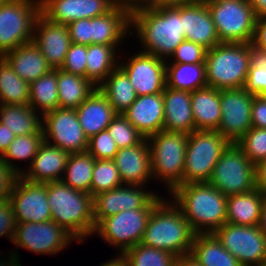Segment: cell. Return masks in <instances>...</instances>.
I'll return each mask as SVG.
<instances>
[{"label": "cell", "mask_w": 266, "mask_h": 266, "mask_svg": "<svg viewBox=\"0 0 266 266\" xmlns=\"http://www.w3.org/2000/svg\"><path fill=\"white\" fill-rule=\"evenodd\" d=\"M11 1H14V0H0V5H1V4H4V3L11 2Z\"/></svg>", "instance_id": "obj_63"}, {"label": "cell", "mask_w": 266, "mask_h": 266, "mask_svg": "<svg viewBox=\"0 0 266 266\" xmlns=\"http://www.w3.org/2000/svg\"><path fill=\"white\" fill-rule=\"evenodd\" d=\"M206 52L207 49L202 45L184 40L166 62L185 64L205 63Z\"/></svg>", "instance_id": "obj_47"}, {"label": "cell", "mask_w": 266, "mask_h": 266, "mask_svg": "<svg viewBox=\"0 0 266 266\" xmlns=\"http://www.w3.org/2000/svg\"><path fill=\"white\" fill-rule=\"evenodd\" d=\"M198 0H151V7H173L196 2Z\"/></svg>", "instance_id": "obj_57"}, {"label": "cell", "mask_w": 266, "mask_h": 266, "mask_svg": "<svg viewBox=\"0 0 266 266\" xmlns=\"http://www.w3.org/2000/svg\"><path fill=\"white\" fill-rule=\"evenodd\" d=\"M21 174L9 167L0 156V200L10 199Z\"/></svg>", "instance_id": "obj_50"}, {"label": "cell", "mask_w": 266, "mask_h": 266, "mask_svg": "<svg viewBox=\"0 0 266 266\" xmlns=\"http://www.w3.org/2000/svg\"><path fill=\"white\" fill-rule=\"evenodd\" d=\"M47 199L51 219L64 228L79 243L95 230L93 197L74 190L62 180L47 182Z\"/></svg>", "instance_id": "obj_3"}, {"label": "cell", "mask_w": 266, "mask_h": 266, "mask_svg": "<svg viewBox=\"0 0 266 266\" xmlns=\"http://www.w3.org/2000/svg\"><path fill=\"white\" fill-rule=\"evenodd\" d=\"M230 144L217 130H194L188 134L182 185L208 182Z\"/></svg>", "instance_id": "obj_7"}, {"label": "cell", "mask_w": 266, "mask_h": 266, "mask_svg": "<svg viewBox=\"0 0 266 266\" xmlns=\"http://www.w3.org/2000/svg\"><path fill=\"white\" fill-rule=\"evenodd\" d=\"M196 130H216L221 120L220 90L204 87L191 92Z\"/></svg>", "instance_id": "obj_30"}, {"label": "cell", "mask_w": 266, "mask_h": 266, "mask_svg": "<svg viewBox=\"0 0 266 266\" xmlns=\"http://www.w3.org/2000/svg\"><path fill=\"white\" fill-rule=\"evenodd\" d=\"M128 266H174L176 256L172 253L145 246L141 243L124 251Z\"/></svg>", "instance_id": "obj_41"}, {"label": "cell", "mask_w": 266, "mask_h": 266, "mask_svg": "<svg viewBox=\"0 0 266 266\" xmlns=\"http://www.w3.org/2000/svg\"><path fill=\"white\" fill-rule=\"evenodd\" d=\"M256 57L251 43H220L207 50V86L217 90L244 87Z\"/></svg>", "instance_id": "obj_5"}, {"label": "cell", "mask_w": 266, "mask_h": 266, "mask_svg": "<svg viewBox=\"0 0 266 266\" xmlns=\"http://www.w3.org/2000/svg\"><path fill=\"white\" fill-rule=\"evenodd\" d=\"M97 87L87 78L57 69L59 108L76 109Z\"/></svg>", "instance_id": "obj_33"}, {"label": "cell", "mask_w": 266, "mask_h": 266, "mask_svg": "<svg viewBox=\"0 0 266 266\" xmlns=\"http://www.w3.org/2000/svg\"><path fill=\"white\" fill-rule=\"evenodd\" d=\"M255 187L266 196V159L255 165Z\"/></svg>", "instance_id": "obj_55"}, {"label": "cell", "mask_w": 266, "mask_h": 266, "mask_svg": "<svg viewBox=\"0 0 266 266\" xmlns=\"http://www.w3.org/2000/svg\"><path fill=\"white\" fill-rule=\"evenodd\" d=\"M221 43H251L256 17L248 0L207 2Z\"/></svg>", "instance_id": "obj_8"}, {"label": "cell", "mask_w": 266, "mask_h": 266, "mask_svg": "<svg viewBox=\"0 0 266 266\" xmlns=\"http://www.w3.org/2000/svg\"><path fill=\"white\" fill-rule=\"evenodd\" d=\"M17 222L10 199L0 200V237L12 242L15 236Z\"/></svg>", "instance_id": "obj_49"}, {"label": "cell", "mask_w": 266, "mask_h": 266, "mask_svg": "<svg viewBox=\"0 0 266 266\" xmlns=\"http://www.w3.org/2000/svg\"><path fill=\"white\" fill-rule=\"evenodd\" d=\"M180 16L185 40L200 44L207 50L221 43L206 2L198 0L181 5Z\"/></svg>", "instance_id": "obj_21"}, {"label": "cell", "mask_w": 266, "mask_h": 266, "mask_svg": "<svg viewBox=\"0 0 266 266\" xmlns=\"http://www.w3.org/2000/svg\"><path fill=\"white\" fill-rule=\"evenodd\" d=\"M130 29L131 16L114 7L107 14L91 18V44L120 46L130 36Z\"/></svg>", "instance_id": "obj_27"}, {"label": "cell", "mask_w": 266, "mask_h": 266, "mask_svg": "<svg viewBox=\"0 0 266 266\" xmlns=\"http://www.w3.org/2000/svg\"><path fill=\"white\" fill-rule=\"evenodd\" d=\"M166 86L190 92L207 87L205 63L166 62Z\"/></svg>", "instance_id": "obj_36"}, {"label": "cell", "mask_w": 266, "mask_h": 266, "mask_svg": "<svg viewBox=\"0 0 266 266\" xmlns=\"http://www.w3.org/2000/svg\"><path fill=\"white\" fill-rule=\"evenodd\" d=\"M15 137V134L7 126L0 123V156L5 153Z\"/></svg>", "instance_id": "obj_56"}, {"label": "cell", "mask_w": 266, "mask_h": 266, "mask_svg": "<svg viewBox=\"0 0 266 266\" xmlns=\"http://www.w3.org/2000/svg\"><path fill=\"white\" fill-rule=\"evenodd\" d=\"M169 199L163 198L153 208L141 244L178 257L191 252L196 233L181 209Z\"/></svg>", "instance_id": "obj_4"}, {"label": "cell", "mask_w": 266, "mask_h": 266, "mask_svg": "<svg viewBox=\"0 0 266 266\" xmlns=\"http://www.w3.org/2000/svg\"><path fill=\"white\" fill-rule=\"evenodd\" d=\"M261 231L266 236V196L262 205V214H261V222H260Z\"/></svg>", "instance_id": "obj_62"}, {"label": "cell", "mask_w": 266, "mask_h": 266, "mask_svg": "<svg viewBox=\"0 0 266 266\" xmlns=\"http://www.w3.org/2000/svg\"><path fill=\"white\" fill-rule=\"evenodd\" d=\"M97 88L117 114H123L138 97L127 74L119 66Z\"/></svg>", "instance_id": "obj_34"}, {"label": "cell", "mask_w": 266, "mask_h": 266, "mask_svg": "<svg viewBox=\"0 0 266 266\" xmlns=\"http://www.w3.org/2000/svg\"><path fill=\"white\" fill-rule=\"evenodd\" d=\"M123 185L113 159H95L91 181V196Z\"/></svg>", "instance_id": "obj_42"}, {"label": "cell", "mask_w": 266, "mask_h": 266, "mask_svg": "<svg viewBox=\"0 0 266 266\" xmlns=\"http://www.w3.org/2000/svg\"><path fill=\"white\" fill-rule=\"evenodd\" d=\"M77 241L53 220L43 223H17L12 243L36 254L55 255Z\"/></svg>", "instance_id": "obj_14"}, {"label": "cell", "mask_w": 266, "mask_h": 266, "mask_svg": "<svg viewBox=\"0 0 266 266\" xmlns=\"http://www.w3.org/2000/svg\"><path fill=\"white\" fill-rule=\"evenodd\" d=\"M0 123L15 136L38 133L42 129V116L31 105L0 104Z\"/></svg>", "instance_id": "obj_32"}, {"label": "cell", "mask_w": 266, "mask_h": 266, "mask_svg": "<svg viewBox=\"0 0 266 266\" xmlns=\"http://www.w3.org/2000/svg\"><path fill=\"white\" fill-rule=\"evenodd\" d=\"M112 6L126 11L130 16L141 9L150 7L151 0H111Z\"/></svg>", "instance_id": "obj_54"}, {"label": "cell", "mask_w": 266, "mask_h": 266, "mask_svg": "<svg viewBox=\"0 0 266 266\" xmlns=\"http://www.w3.org/2000/svg\"><path fill=\"white\" fill-rule=\"evenodd\" d=\"M70 153L44 141L31 165L21 176L31 182L47 183L61 180Z\"/></svg>", "instance_id": "obj_24"}, {"label": "cell", "mask_w": 266, "mask_h": 266, "mask_svg": "<svg viewBox=\"0 0 266 266\" xmlns=\"http://www.w3.org/2000/svg\"><path fill=\"white\" fill-rule=\"evenodd\" d=\"M71 43L89 46L91 45V19H80L68 25Z\"/></svg>", "instance_id": "obj_51"}, {"label": "cell", "mask_w": 266, "mask_h": 266, "mask_svg": "<svg viewBox=\"0 0 266 266\" xmlns=\"http://www.w3.org/2000/svg\"><path fill=\"white\" fill-rule=\"evenodd\" d=\"M252 127L266 129V96L254 95L251 109Z\"/></svg>", "instance_id": "obj_53"}, {"label": "cell", "mask_w": 266, "mask_h": 266, "mask_svg": "<svg viewBox=\"0 0 266 266\" xmlns=\"http://www.w3.org/2000/svg\"><path fill=\"white\" fill-rule=\"evenodd\" d=\"M236 145L251 163L257 165L266 159V129L252 127L236 142Z\"/></svg>", "instance_id": "obj_43"}, {"label": "cell", "mask_w": 266, "mask_h": 266, "mask_svg": "<svg viewBox=\"0 0 266 266\" xmlns=\"http://www.w3.org/2000/svg\"><path fill=\"white\" fill-rule=\"evenodd\" d=\"M33 42L47 64L52 69H60L71 44L68 26L52 22L40 13L34 25Z\"/></svg>", "instance_id": "obj_19"}, {"label": "cell", "mask_w": 266, "mask_h": 266, "mask_svg": "<svg viewBox=\"0 0 266 266\" xmlns=\"http://www.w3.org/2000/svg\"><path fill=\"white\" fill-rule=\"evenodd\" d=\"M251 44L257 57H266V16L256 19Z\"/></svg>", "instance_id": "obj_52"}, {"label": "cell", "mask_w": 266, "mask_h": 266, "mask_svg": "<svg viewBox=\"0 0 266 266\" xmlns=\"http://www.w3.org/2000/svg\"><path fill=\"white\" fill-rule=\"evenodd\" d=\"M129 58L122 60L119 67L127 74L137 96L163 93L166 60L141 51Z\"/></svg>", "instance_id": "obj_17"}, {"label": "cell", "mask_w": 266, "mask_h": 266, "mask_svg": "<svg viewBox=\"0 0 266 266\" xmlns=\"http://www.w3.org/2000/svg\"><path fill=\"white\" fill-rule=\"evenodd\" d=\"M2 57L29 84L52 69L33 41L6 52Z\"/></svg>", "instance_id": "obj_28"}, {"label": "cell", "mask_w": 266, "mask_h": 266, "mask_svg": "<svg viewBox=\"0 0 266 266\" xmlns=\"http://www.w3.org/2000/svg\"><path fill=\"white\" fill-rule=\"evenodd\" d=\"M190 253L201 266H242L214 233L195 234Z\"/></svg>", "instance_id": "obj_31"}, {"label": "cell", "mask_w": 266, "mask_h": 266, "mask_svg": "<svg viewBox=\"0 0 266 266\" xmlns=\"http://www.w3.org/2000/svg\"><path fill=\"white\" fill-rule=\"evenodd\" d=\"M11 254L7 255L8 257L7 260L4 259V261L0 260V266H22L20 263V255L18 256L19 253H17L15 250L12 252H9Z\"/></svg>", "instance_id": "obj_60"}, {"label": "cell", "mask_w": 266, "mask_h": 266, "mask_svg": "<svg viewBox=\"0 0 266 266\" xmlns=\"http://www.w3.org/2000/svg\"><path fill=\"white\" fill-rule=\"evenodd\" d=\"M152 210H126L107 217L95 227L93 236L98 234L110 246L123 253L141 243Z\"/></svg>", "instance_id": "obj_12"}, {"label": "cell", "mask_w": 266, "mask_h": 266, "mask_svg": "<svg viewBox=\"0 0 266 266\" xmlns=\"http://www.w3.org/2000/svg\"><path fill=\"white\" fill-rule=\"evenodd\" d=\"M202 1H204V2H214V1H220V0H202Z\"/></svg>", "instance_id": "obj_64"}, {"label": "cell", "mask_w": 266, "mask_h": 266, "mask_svg": "<svg viewBox=\"0 0 266 266\" xmlns=\"http://www.w3.org/2000/svg\"><path fill=\"white\" fill-rule=\"evenodd\" d=\"M265 196L253 191L227 197L226 222L237 226H259Z\"/></svg>", "instance_id": "obj_29"}, {"label": "cell", "mask_w": 266, "mask_h": 266, "mask_svg": "<svg viewBox=\"0 0 266 266\" xmlns=\"http://www.w3.org/2000/svg\"><path fill=\"white\" fill-rule=\"evenodd\" d=\"M208 183L226 197L251 192L256 188L255 165L236 143H231L218 159Z\"/></svg>", "instance_id": "obj_10"}, {"label": "cell", "mask_w": 266, "mask_h": 266, "mask_svg": "<svg viewBox=\"0 0 266 266\" xmlns=\"http://www.w3.org/2000/svg\"><path fill=\"white\" fill-rule=\"evenodd\" d=\"M163 130L191 134L195 129L191 92L165 87L163 91Z\"/></svg>", "instance_id": "obj_25"}, {"label": "cell", "mask_w": 266, "mask_h": 266, "mask_svg": "<svg viewBox=\"0 0 266 266\" xmlns=\"http://www.w3.org/2000/svg\"><path fill=\"white\" fill-rule=\"evenodd\" d=\"M94 162L88 151L70 154L61 180L74 190L91 194Z\"/></svg>", "instance_id": "obj_38"}, {"label": "cell", "mask_w": 266, "mask_h": 266, "mask_svg": "<svg viewBox=\"0 0 266 266\" xmlns=\"http://www.w3.org/2000/svg\"><path fill=\"white\" fill-rule=\"evenodd\" d=\"M145 185L123 184L93 197L95 227L105 218L135 209H153L163 198L144 190Z\"/></svg>", "instance_id": "obj_13"}, {"label": "cell", "mask_w": 266, "mask_h": 266, "mask_svg": "<svg viewBox=\"0 0 266 266\" xmlns=\"http://www.w3.org/2000/svg\"><path fill=\"white\" fill-rule=\"evenodd\" d=\"M113 8L111 0H40V13L63 25L107 14Z\"/></svg>", "instance_id": "obj_20"}, {"label": "cell", "mask_w": 266, "mask_h": 266, "mask_svg": "<svg viewBox=\"0 0 266 266\" xmlns=\"http://www.w3.org/2000/svg\"><path fill=\"white\" fill-rule=\"evenodd\" d=\"M113 161L123 184L146 186V183L152 179L147 138L135 146L120 148Z\"/></svg>", "instance_id": "obj_22"}, {"label": "cell", "mask_w": 266, "mask_h": 266, "mask_svg": "<svg viewBox=\"0 0 266 266\" xmlns=\"http://www.w3.org/2000/svg\"><path fill=\"white\" fill-rule=\"evenodd\" d=\"M131 36L143 47L141 52L168 60L185 40L180 6L147 7L131 15Z\"/></svg>", "instance_id": "obj_1"}, {"label": "cell", "mask_w": 266, "mask_h": 266, "mask_svg": "<svg viewBox=\"0 0 266 266\" xmlns=\"http://www.w3.org/2000/svg\"><path fill=\"white\" fill-rule=\"evenodd\" d=\"M43 142L44 133L42 129L38 133L16 136L1 158L9 165V167L22 174L24 169L16 166L14 160L27 161L31 165L33 158L38 153V150Z\"/></svg>", "instance_id": "obj_40"}, {"label": "cell", "mask_w": 266, "mask_h": 266, "mask_svg": "<svg viewBox=\"0 0 266 266\" xmlns=\"http://www.w3.org/2000/svg\"><path fill=\"white\" fill-rule=\"evenodd\" d=\"M75 111L88 140L100 131L106 130L117 115L106 96L98 88Z\"/></svg>", "instance_id": "obj_26"}, {"label": "cell", "mask_w": 266, "mask_h": 266, "mask_svg": "<svg viewBox=\"0 0 266 266\" xmlns=\"http://www.w3.org/2000/svg\"><path fill=\"white\" fill-rule=\"evenodd\" d=\"M107 131L112 135L119 149L135 146L145 139L123 114L116 115L107 127Z\"/></svg>", "instance_id": "obj_44"}, {"label": "cell", "mask_w": 266, "mask_h": 266, "mask_svg": "<svg viewBox=\"0 0 266 266\" xmlns=\"http://www.w3.org/2000/svg\"><path fill=\"white\" fill-rule=\"evenodd\" d=\"M174 266H201L191 253L176 258Z\"/></svg>", "instance_id": "obj_59"}, {"label": "cell", "mask_w": 266, "mask_h": 266, "mask_svg": "<svg viewBox=\"0 0 266 266\" xmlns=\"http://www.w3.org/2000/svg\"><path fill=\"white\" fill-rule=\"evenodd\" d=\"M123 115L145 138L162 131L163 93L138 96Z\"/></svg>", "instance_id": "obj_23"}, {"label": "cell", "mask_w": 266, "mask_h": 266, "mask_svg": "<svg viewBox=\"0 0 266 266\" xmlns=\"http://www.w3.org/2000/svg\"><path fill=\"white\" fill-rule=\"evenodd\" d=\"M119 46L91 44L87 46L86 78L98 87L119 66Z\"/></svg>", "instance_id": "obj_35"}, {"label": "cell", "mask_w": 266, "mask_h": 266, "mask_svg": "<svg viewBox=\"0 0 266 266\" xmlns=\"http://www.w3.org/2000/svg\"><path fill=\"white\" fill-rule=\"evenodd\" d=\"M29 105L36 112L39 111L41 116L59 108L57 69H51L47 74L30 83Z\"/></svg>", "instance_id": "obj_37"}, {"label": "cell", "mask_w": 266, "mask_h": 266, "mask_svg": "<svg viewBox=\"0 0 266 266\" xmlns=\"http://www.w3.org/2000/svg\"><path fill=\"white\" fill-rule=\"evenodd\" d=\"M87 46L71 43L61 70L86 78Z\"/></svg>", "instance_id": "obj_48"}, {"label": "cell", "mask_w": 266, "mask_h": 266, "mask_svg": "<svg viewBox=\"0 0 266 266\" xmlns=\"http://www.w3.org/2000/svg\"><path fill=\"white\" fill-rule=\"evenodd\" d=\"M244 89L253 95L266 96V57H255L250 66Z\"/></svg>", "instance_id": "obj_45"}, {"label": "cell", "mask_w": 266, "mask_h": 266, "mask_svg": "<svg viewBox=\"0 0 266 266\" xmlns=\"http://www.w3.org/2000/svg\"><path fill=\"white\" fill-rule=\"evenodd\" d=\"M30 84L0 57V104L28 105Z\"/></svg>", "instance_id": "obj_39"}, {"label": "cell", "mask_w": 266, "mask_h": 266, "mask_svg": "<svg viewBox=\"0 0 266 266\" xmlns=\"http://www.w3.org/2000/svg\"><path fill=\"white\" fill-rule=\"evenodd\" d=\"M214 234L242 266H264L266 236L260 226L223 224Z\"/></svg>", "instance_id": "obj_11"}, {"label": "cell", "mask_w": 266, "mask_h": 266, "mask_svg": "<svg viewBox=\"0 0 266 266\" xmlns=\"http://www.w3.org/2000/svg\"><path fill=\"white\" fill-rule=\"evenodd\" d=\"M42 130L44 141L70 154L88 149V138L84 135L75 109L57 108L44 114Z\"/></svg>", "instance_id": "obj_15"}, {"label": "cell", "mask_w": 266, "mask_h": 266, "mask_svg": "<svg viewBox=\"0 0 266 266\" xmlns=\"http://www.w3.org/2000/svg\"><path fill=\"white\" fill-rule=\"evenodd\" d=\"M152 178L165 185L169 194L182 185L188 134L159 131L147 138Z\"/></svg>", "instance_id": "obj_6"}, {"label": "cell", "mask_w": 266, "mask_h": 266, "mask_svg": "<svg viewBox=\"0 0 266 266\" xmlns=\"http://www.w3.org/2000/svg\"><path fill=\"white\" fill-rule=\"evenodd\" d=\"M40 0H14L0 5V57L33 41Z\"/></svg>", "instance_id": "obj_9"}, {"label": "cell", "mask_w": 266, "mask_h": 266, "mask_svg": "<svg viewBox=\"0 0 266 266\" xmlns=\"http://www.w3.org/2000/svg\"><path fill=\"white\" fill-rule=\"evenodd\" d=\"M118 150L116 142L107 129L100 131L88 140L87 151L95 159H113Z\"/></svg>", "instance_id": "obj_46"}, {"label": "cell", "mask_w": 266, "mask_h": 266, "mask_svg": "<svg viewBox=\"0 0 266 266\" xmlns=\"http://www.w3.org/2000/svg\"><path fill=\"white\" fill-rule=\"evenodd\" d=\"M99 266H128L127 259L123 253H119L116 258L108 260L105 263L100 264Z\"/></svg>", "instance_id": "obj_61"}, {"label": "cell", "mask_w": 266, "mask_h": 266, "mask_svg": "<svg viewBox=\"0 0 266 266\" xmlns=\"http://www.w3.org/2000/svg\"><path fill=\"white\" fill-rule=\"evenodd\" d=\"M10 202L17 223H43L52 220L47 183L31 182L20 176Z\"/></svg>", "instance_id": "obj_18"}, {"label": "cell", "mask_w": 266, "mask_h": 266, "mask_svg": "<svg viewBox=\"0 0 266 266\" xmlns=\"http://www.w3.org/2000/svg\"><path fill=\"white\" fill-rule=\"evenodd\" d=\"M257 18L266 16V0H248Z\"/></svg>", "instance_id": "obj_58"}, {"label": "cell", "mask_w": 266, "mask_h": 266, "mask_svg": "<svg viewBox=\"0 0 266 266\" xmlns=\"http://www.w3.org/2000/svg\"><path fill=\"white\" fill-rule=\"evenodd\" d=\"M170 195L196 234L214 233L226 223L227 197L208 182L178 185Z\"/></svg>", "instance_id": "obj_2"}, {"label": "cell", "mask_w": 266, "mask_h": 266, "mask_svg": "<svg viewBox=\"0 0 266 266\" xmlns=\"http://www.w3.org/2000/svg\"><path fill=\"white\" fill-rule=\"evenodd\" d=\"M253 98L244 87L220 90L222 116L216 130L230 143H236L252 128Z\"/></svg>", "instance_id": "obj_16"}]
</instances>
